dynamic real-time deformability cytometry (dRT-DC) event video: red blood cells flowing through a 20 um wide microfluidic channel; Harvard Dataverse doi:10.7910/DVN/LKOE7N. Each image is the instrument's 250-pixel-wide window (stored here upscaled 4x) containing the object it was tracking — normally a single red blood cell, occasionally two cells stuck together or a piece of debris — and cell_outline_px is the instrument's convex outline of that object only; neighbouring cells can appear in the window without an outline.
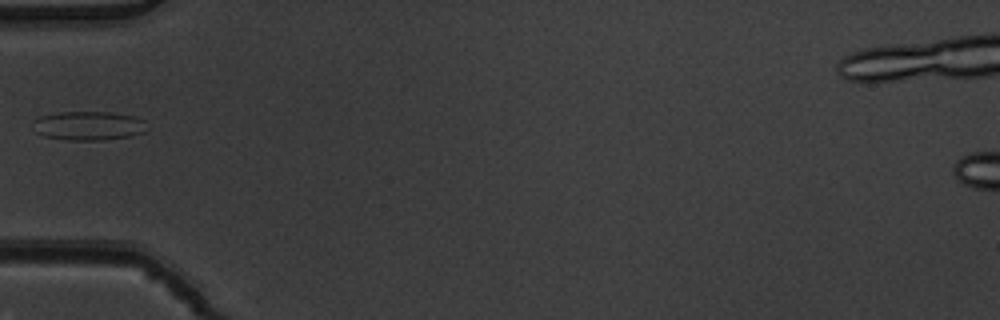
{"species": "common noctule bat (a hibernating species)", "species_latin": "Nyctalus noctula", "temperature_condition": "warm", "stored_images_in_passage": 1, "camera_frame_rate_fps": 3000, "um_per_image_px": 0.085, "animal": {"sex": "male", "body_mass_g": 19.5, "forearm_length_mm": 54.6}, "frame": {"image": 1, "passage_image": 1, "time_ms": 0.0, "image_size_px": [1000, 320], "cell_outline_px": [[144, 132], [128, 136], [104, 140], [68, 140], [44, 136], [36, 132], [32, 120], [40, 116], [60, 112], [108, 112], [132, 116], [144, 120]], "centroid_in_image_um": [7.47, 10.69], "position_along_channel_um": 77.5, "area_um2": 19.02}}